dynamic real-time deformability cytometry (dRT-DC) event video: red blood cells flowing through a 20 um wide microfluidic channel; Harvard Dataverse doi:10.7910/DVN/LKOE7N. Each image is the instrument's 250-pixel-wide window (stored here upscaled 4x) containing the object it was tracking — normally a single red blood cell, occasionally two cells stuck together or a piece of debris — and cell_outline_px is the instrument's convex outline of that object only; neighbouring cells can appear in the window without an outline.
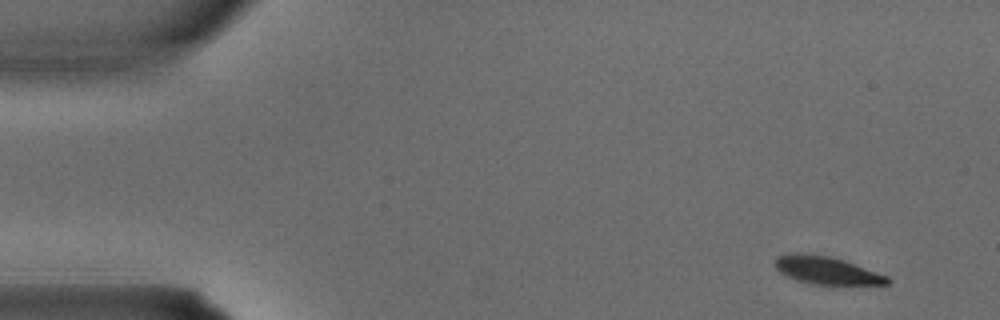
{"species": "common noctule bat (a hibernating species)", "species_latin": "Nyctalus noctula", "temperature_condition": "warm", "stored_images_in_passage": 3, "camera_frame_rate_fps": 3000, "um_per_image_px": 0.085, "animal": {"sex": "male", "body_mass_g": 15.6}, "frame": {"image": 1, "passage_image": 1, "time_ms": 0.0, "image_size_px": [1000, 320], "cell_outline_px": [[892, 280], [888, 284], [836, 288], [832, 288], [812, 284], [796, 280], [780, 272], [776, 268], [776, 256], [796, 252], [828, 256], [844, 260], [888, 276]], "centroid_in_image_um": [70.35, 23.05], "position_along_channel_um": 14.6, "area_um2": 19.07}}